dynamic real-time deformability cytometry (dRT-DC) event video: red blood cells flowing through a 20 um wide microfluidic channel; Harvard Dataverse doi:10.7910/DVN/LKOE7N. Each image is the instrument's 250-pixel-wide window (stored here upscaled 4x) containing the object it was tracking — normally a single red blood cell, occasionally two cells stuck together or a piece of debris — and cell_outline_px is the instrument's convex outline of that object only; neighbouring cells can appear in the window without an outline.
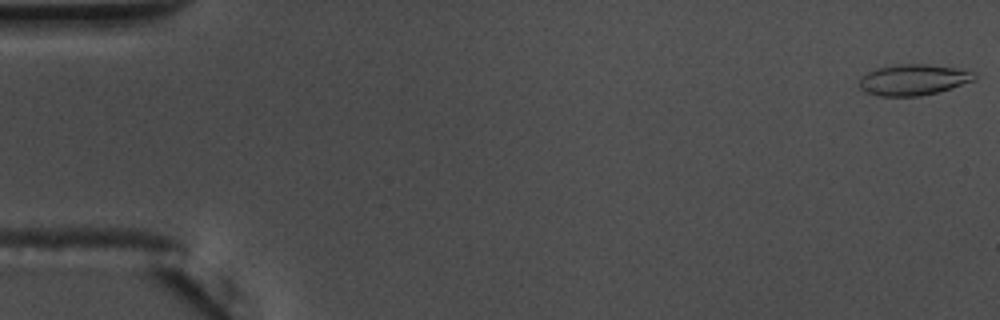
{"species": "common noctule bat (a hibernating species)", "species_latin": "Nyctalus noctula", "temperature_condition": "warm", "stored_images_in_passage": 56, "camera_frame_rate_fps": 3000, "um_per_image_px": 0.085, "animal": {"sex": "male", "body_mass_g": 17.5, "forearm_length_mm": 52.3}, "frame": {"image": 1, "passage_image": 1, "time_ms": 0.0, "image_size_px": [1000, 320], "cell_outline_px": [[976, 80], [952, 88], [920, 96], [880, 96], [864, 92], [860, 88], [860, 80], [868, 72], [876, 68], [896, 64], [928, 64], [960, 68], [976, 72]], "centroid_in_image_um": [77.69, 6.77], "position_along_channel_um": 7.3, "area_um2": 20.92}, "authors_computed_cell_mechanics": {"area_um2": 20.0566, "velocity_mm_per_s": 3.6684, "shape_relaxation_time_tau1_ms": 7.109, "shape_relaxation_time_tau2_ms": 2.3461, "deformation_change_tau1": 0.2265, "deformation_change_tau2": 0.1173}}